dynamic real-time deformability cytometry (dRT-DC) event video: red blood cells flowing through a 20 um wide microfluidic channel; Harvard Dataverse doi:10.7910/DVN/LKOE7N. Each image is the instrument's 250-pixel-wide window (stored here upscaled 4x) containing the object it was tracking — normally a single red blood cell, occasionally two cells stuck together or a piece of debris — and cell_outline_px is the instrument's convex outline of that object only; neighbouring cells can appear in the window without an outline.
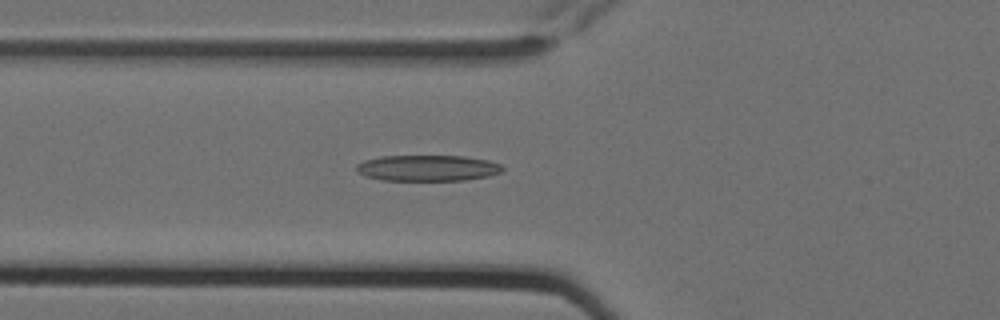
{"species": "Egyptian fruit bat (a non-hibernating species)", "species_latin": "Rousettus aegyptiacus", "temperature_condition": "cold", "stored_images_in_passage": 4, "camera_frame_rate_fps": 3000, "um_per_image_px": 0.085, "animal": {"sex": "female"}, "frame": {"image": 1, "passage_image": 4, "time_ms": 1.0, "image_size_px": [1000, 320], "cell_outline_px": [[504, 168], [500, 172], [488, 176], [464, 180], [380, 180], [364, 176], [356, 172], [356, 164], [364, 160], [380, 156], [464, 156], [488, 160], [500, 164]], "centroid_in_image_um": [36.29, 14.28], "position_along_channel_um": 89.5, "area_um2": 22.2}}